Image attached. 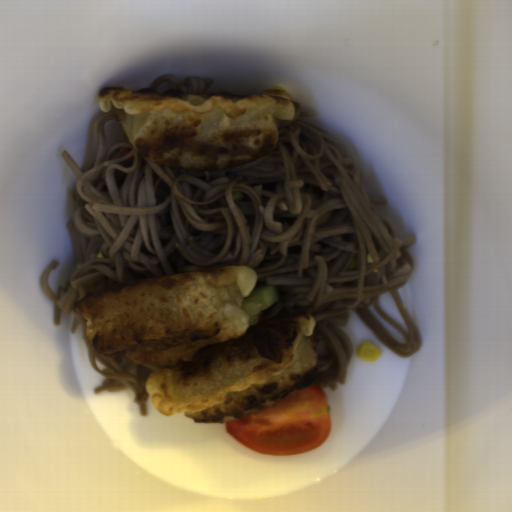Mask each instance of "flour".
I'll return each mask as SVG.
<instances>
[{
    "label": "flour",
    "instance_id": "flour-1",
    "mask_svg": "<svg viewBox=\"0 0 512 512\" xmlns=\"http://www.w3.org/2000/svg\"><path fill=\"white\" fill-rule=\"evenodd\" d=\"M257 279L242 265L142 278L88 295L73 311L97 354L159 368L144 384L156 412L225 424L310 387L319 373L310 313L278 301L251 325L242 302Z\"/></svg>",
    "mask_w": 512,
    "mask_h": 512
},
{
    "label": "flour",
    "instance_id": "flour-2",
    "mask_svg": "<svg viewBox=\"0 0 512 512\" xmlns=\"http://www.w3.org/2000/svg\"><path fill=\"white\" fill-rule=\"evenodd\" d=\"M97 97L100 110L113 111L143 159L199 172L227 170L269 156L280 138L275 119L294 120L296 113L289 91L279 89L236 95L107 86Z\"/></svg>",
    "mask_w": 512,
    "mask_h": 512
}]
</instances>
